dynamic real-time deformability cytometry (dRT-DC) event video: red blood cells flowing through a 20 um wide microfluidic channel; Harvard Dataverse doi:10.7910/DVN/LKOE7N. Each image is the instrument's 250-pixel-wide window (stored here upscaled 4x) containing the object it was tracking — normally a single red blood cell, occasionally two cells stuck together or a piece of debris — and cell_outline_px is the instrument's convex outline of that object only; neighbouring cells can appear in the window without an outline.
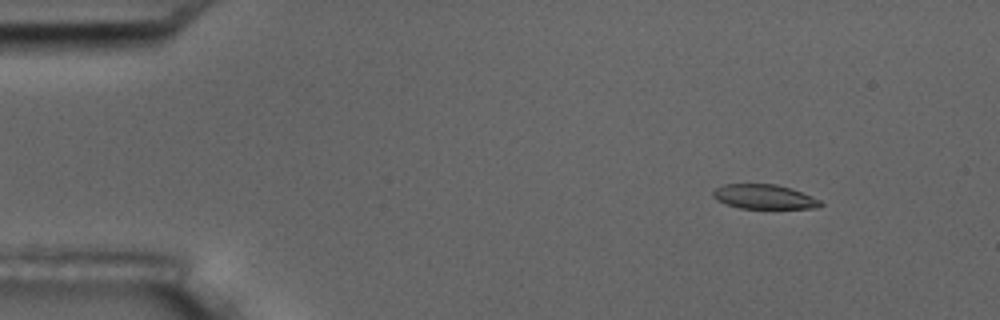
{"species": "common noctule bat (a hibernating species)", "species_latin": "Nyctalus noctula", "temperature_condition": "room temperature", "stored_images_in_passage": 6, "segment_of_instrument_passage": [1, 2], "camera_frame_rate_fps": 3000, "um_per_image_px": 0.085, "animal": {"sex": "male", "body_mass_g": 17.5, "forearm_length_mm": 52.3}, "frame": {"image": 1, "passage_image": 2, "time_ms": 1.333, "image_size_px": [1000, 320], "cell_outline_px": [[824, 204], [816, 208], [740, 208], [716, 200], [712, 196], [712, 192], [716, 188], [724, 184], [776, 184], [792, 188], [820, 200]], "centroid_in_image_um": [64.95, 16.72], "position_along_channel_um": 20.1, "area_um2": 15.26}}